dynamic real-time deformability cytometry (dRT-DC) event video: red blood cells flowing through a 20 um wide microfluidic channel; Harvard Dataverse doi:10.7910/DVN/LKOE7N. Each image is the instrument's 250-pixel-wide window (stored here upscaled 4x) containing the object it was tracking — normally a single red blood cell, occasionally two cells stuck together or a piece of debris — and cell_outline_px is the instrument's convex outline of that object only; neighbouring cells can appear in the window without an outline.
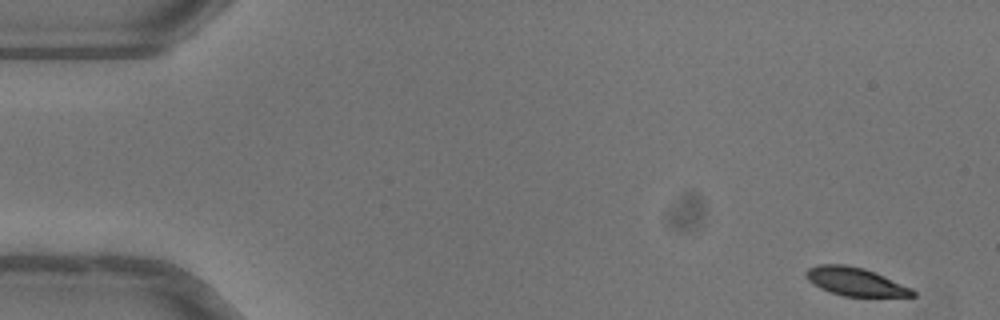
{"species": "common noctule bat (a hibernating species)", "species_latin": "Nyctalus noctula", "temperature_condition": "warm", "stored_images_in_passage": 51, "camera_frame_rate_fps": 3000, "um_per_image_px": 0.085, "animal": {"sex": "female"}, "frame": {"image": 1, "passage_image": 1, "time_ms": 0.0, "image_size_px": [1000, 320], "cell_outline_px": [[916, 296], [844, 296], [820, 288], [812, 284], [804, 276], [804, 272], [808, 268], [820, 264], [844, 264], [864, 268], [912, 288], [916, 292]], "centroid_in_image_um": [72.66, 23.93], "position_along_channel_um": 12.3, "area_um2": 17.46}}
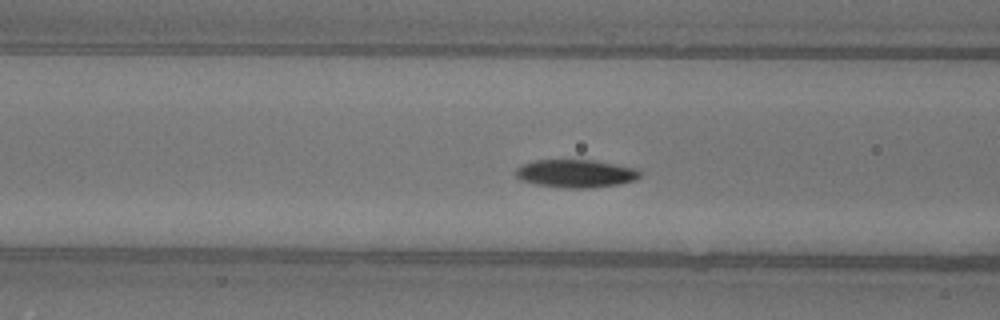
{"frame": {"image": 2, "passage_image": 19, "time_ms": 6.0, "image_size_px": [1000, 320], "cell_outline_px": [[640, 176], [636, 180], [620, 184], [584, 188], [564, 188], [536, 184], [520, 180], [516, 176], [516, 168], [520, 164], [536, 160], [592, 160], [636, 168], [640, 172]], "centroid_in_image_um": [48.91, 14.75], "position_along_channel_um": 117.7, "area_um2": 20.23}}
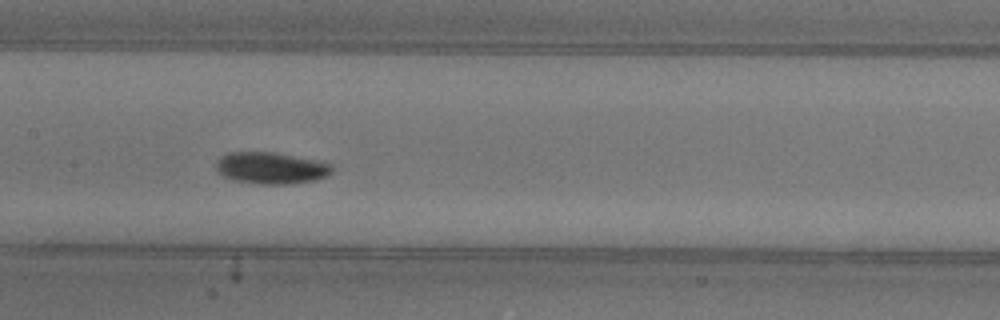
{"frame": {"image": 3, "passage_image": 24, "time_ms": 7.667, "image_size_px": [1000, 320], "cell_outline_px": [[332, 172], [328, 176], [316, 180], [288, 184], [260, 184], [232, 180], [220, 176], [216, 172], [216, 160], [220, 156], [228, 152], [272, 152], [320, 160], [332, 164]], "centroid_in_image_um": [23.01, 14.28], "position_along_channel_um": 184.4, "area_um2": 21.85}, "authors_computed_cell_mechanics": {"area_um2": 19.4786, "velocity_mm_per_s": 3.9962, "shape_relaxation_time_tau1_ms": 2.0556, "shape_relaxation_time_tau2_ms": 8.7472, "deformation_change_tau1": 0.128, "deformation_change_tau2": 0.0933}}